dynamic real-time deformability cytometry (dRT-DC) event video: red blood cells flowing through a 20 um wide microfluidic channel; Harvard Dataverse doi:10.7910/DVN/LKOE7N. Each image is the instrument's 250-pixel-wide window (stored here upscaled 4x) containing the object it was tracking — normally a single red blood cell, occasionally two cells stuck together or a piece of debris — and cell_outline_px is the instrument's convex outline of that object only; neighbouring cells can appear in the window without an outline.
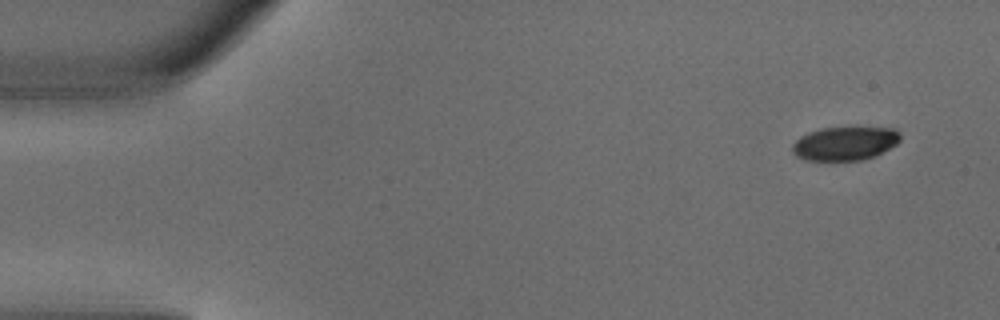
{"species": "common noctule bat (a hibernating species)", "species_latin": "Nyctalus noctula", "temperature_condition": "warm", "stored_images_in_passage": 4, "camera_frame_rate_fps": 3000, "um_per_image_px": 0.085, "animal": {"sex": "male", "body_mass_g": 18.8}, "frame": {"image": 1, "passage_image": 1, "time_ms": 0.0, "image_size_px": [1000, 320], "cell_outline_px": [[900, 140], [896, 144], [864, 160], [804, 160], [796, 156], [792, 152], [792, 144], [800, 136], [808, 132], [820, 128], [892, 128], [900, 132]], "centroid_in_image_um": [71.77, 12.19], "position_along_channel_um": 13.2, "area_um2": 20.98}}
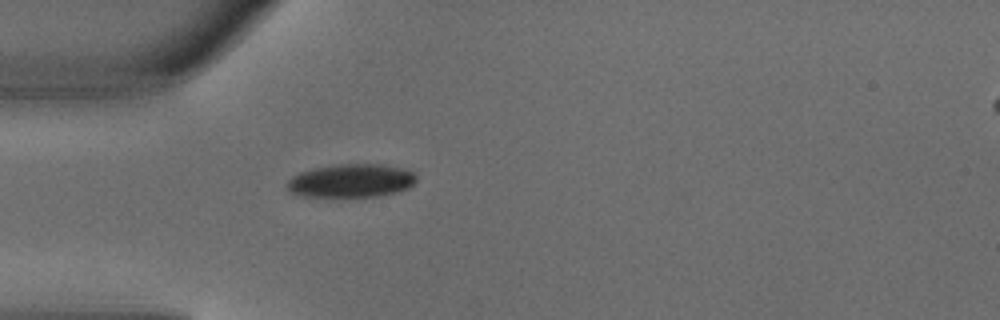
{"frame": {"image": 2, "passage_image": 4, "time_ms": 1.0, "image_size_px": [1000, 320], "cell_outline_px": [[416, 180], [408, 188], [396, 192], [376, 196], [300, 196], [292, 192], [288, 188], [288, 180], [292, 176], [300, 172], [312, 168], [336, 164], [384, 164], [408, 168], [416, 172]], "centroid_in_image_um": [29.9, 15.33], "position_along_channel_um": 55.1, "area_um2": 25.26}}